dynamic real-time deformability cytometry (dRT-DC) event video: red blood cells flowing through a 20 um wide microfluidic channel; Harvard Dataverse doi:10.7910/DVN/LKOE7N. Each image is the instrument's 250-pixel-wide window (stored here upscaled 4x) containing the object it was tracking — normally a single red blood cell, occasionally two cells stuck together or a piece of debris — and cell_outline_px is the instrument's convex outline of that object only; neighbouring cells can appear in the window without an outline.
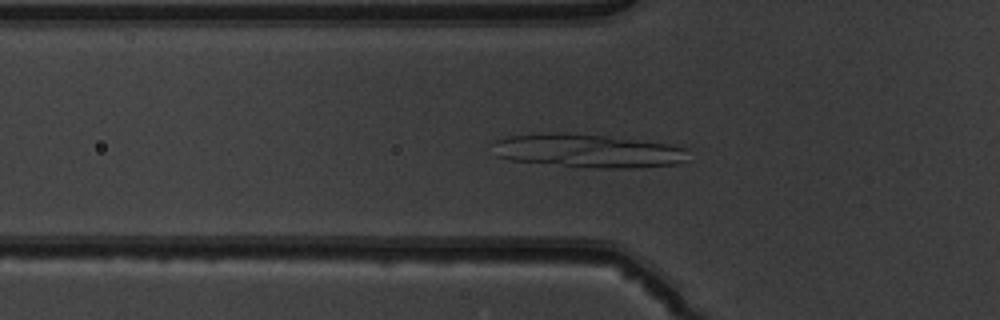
{"species": "common noctule bat (a hibernating species)", "species_latin": "Nyctalus noctula", "temperature_condition": "warm", "stored_images_in_passage": 38, "camera_frame_rate_fps": 3000, "um_per_image_px": 0.085, "animal": {"sex": "male", "body_mass_g": 19.5, "forearm_length_mm": 54.6}, "frame": {"image": 1, "passage_image": 4, "time_ms": 1.0, "image_size_px": [1000, 320], "cell_outline_px": [[688, 160], [676, 164], [632, 168], [596, 168], [508, 160], [496, 156], [488, 144], [496, 140], [508, 136], [552, 132], [564, 132], [604, 136], [676, 144], [688, 148]], "centroid_in_image_um": [49.96, 12.81], "position_along_channel_um": 75.8, "area_um2": 38.73}}
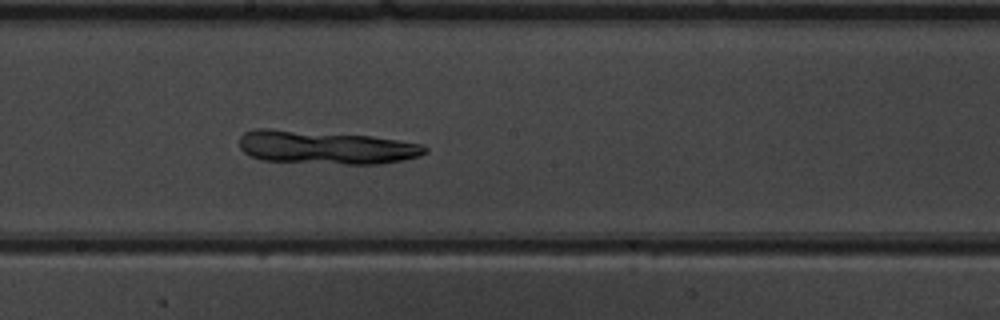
{"frame": {"image": 2, "passage_image": 15, "time_ms": 4.667, "image_size_px": [1000, 320], "cell_outline_px": [[428, 152], [420, 156], [380, 164], [344, 164], [260, 160], [248, 156], [240, 148], [240, 136], [244, 132], [256, 128], [268, 128], [372, 136], [424, 144], [428, 148]], "centroid_in_image_um": [27.68, 12.52], "position_along_channel_um": 220.5, "area_um2": 36.36}}
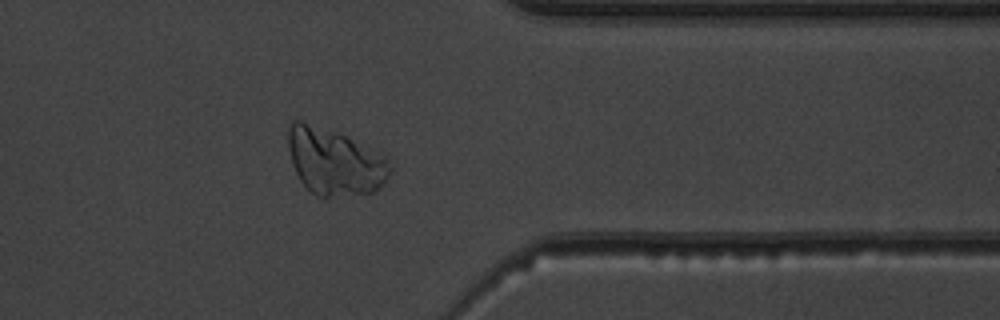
{"frame": {"image": 3, "passage_image": 28, "time_ms": 9.0, "image_size_px": [1000, 320], "cell_outline_px": [[392, 168], [384, 184], [372, 192], [328, 196], [316, 196], [300, 180], [292, 164], [288, 148], [288, 124], [292, 120], [300, 120], [336, 132], [384, 152]], "centroid_in_image_um": [28.46, 13.71], "position_along_channel_um": 382.9, "area_um2": 39.59}}